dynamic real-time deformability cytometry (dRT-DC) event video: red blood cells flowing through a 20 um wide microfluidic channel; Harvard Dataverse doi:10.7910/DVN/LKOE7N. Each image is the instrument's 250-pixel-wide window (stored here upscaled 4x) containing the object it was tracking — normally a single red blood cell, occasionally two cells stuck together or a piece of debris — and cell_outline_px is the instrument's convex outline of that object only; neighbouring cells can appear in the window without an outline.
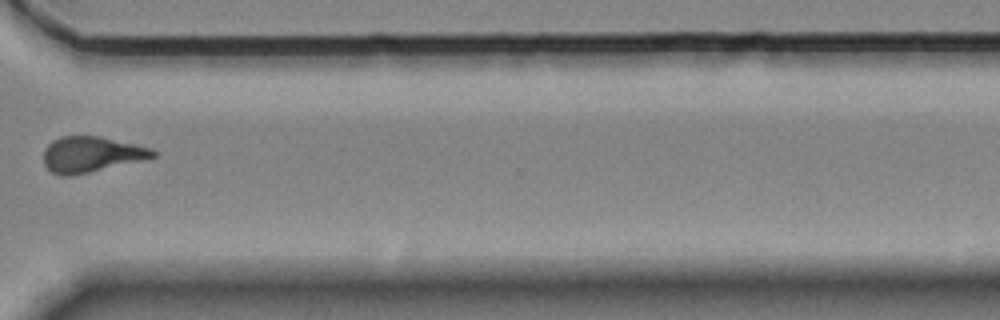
{"species": "Egyptian fruit bat (a non-hibernating species)", "species_latin": "Rousettus aegyptiacus", "temperature_condition": "room temperature", "stored_images_in_passage": 15, "camera_frame_rate_fps": 3000, "um_per_image_px": 0.085, "animal": {"sex": "female"}, "frame": {"image": 1, "passage_image": 11, "time_ms": 12.667, "image_size_px": [1000, 320], "cell_outline_px": [[156, 156], [144, 160], [72, 176], [60, 176], [52, 172], [44, 164], [44, 148], [52, 140], [60, 136], [100, 136], [136, 144], [152, 148], [156, 152]], "centroid_in_image_um": [7.75, 13.12], "position_along_channel_um": 362.8, "area_um2": 22.89}}
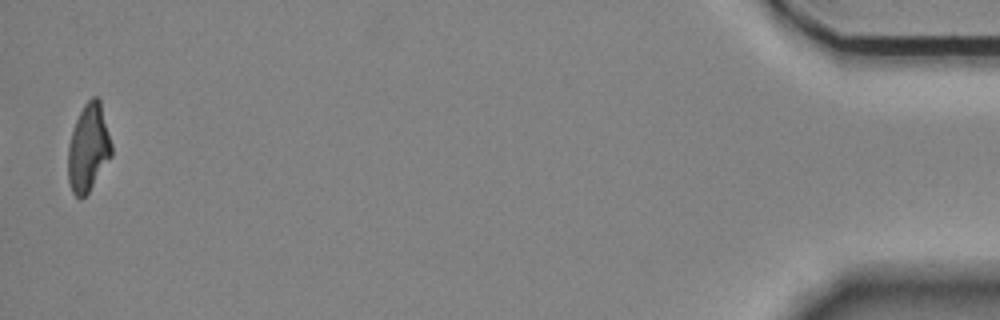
{"frame": {"image": 2, "passage_image": 15, "time_ms": 17.0, "image_size_px": [1000, 320], "cell_outline_px": [[112, 156], [88, 192], [80, 200], [72, 192], [68, 180], [68, 148], [72, 132], [76, 120], [84, 104], [92, 96], [96, 96], [100, 100], [112, 144]], "centroid_in_image_um": [7.52, 12.57], "position_along_channel_um": 427.7, "area_um2": 22.08}}